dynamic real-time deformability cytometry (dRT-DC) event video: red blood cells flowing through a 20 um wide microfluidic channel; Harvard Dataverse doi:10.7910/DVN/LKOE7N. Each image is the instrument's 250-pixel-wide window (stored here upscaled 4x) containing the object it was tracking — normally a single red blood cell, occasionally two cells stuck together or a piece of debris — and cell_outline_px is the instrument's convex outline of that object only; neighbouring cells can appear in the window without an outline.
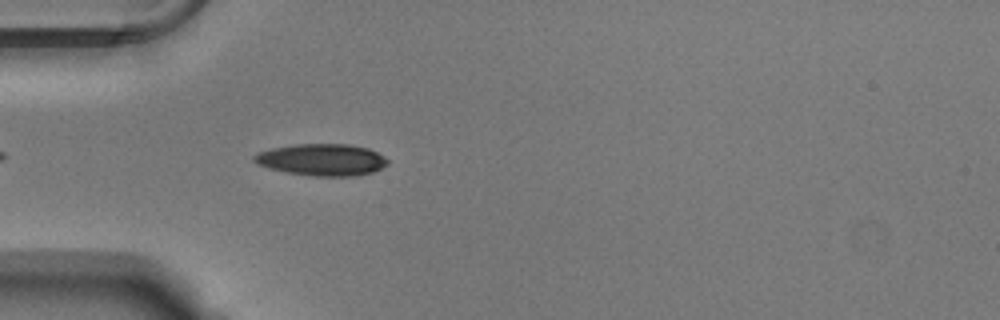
{"species": "Egyptian fruit bat (a non-hibernating species)", "species_latin": "Rousettus aegyptiacus", "temperature_condition": "warm", "stored_images_in_passage": 20, "camera_frame_rate_fps": 3000, "um_per_image_px": 0.085, "animal": {"sex": "male"}, "frame": {"image": 1, "passage_image": 4, "time_ms": 1.0, "image_size_px": [1000, 320], "cell_outline_px": [[388, 164], [372, 172], [356, 176], [312, 176], [288, 172], [268, 168], [252, 160], [252, 156], [260, 152], [272, 148], [296, 144], [348, 144], [368, 148], [384, 156], [388, 160]], "centroid_in_image_um": [27.37, 13.57], "position_along_channel_um": 57.6, "area_um2": 24.62}}
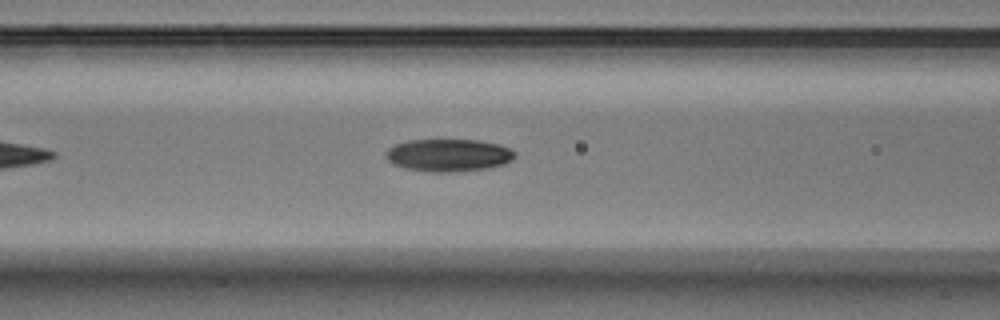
{"frame": {"image": 2, "passage_image": 10, "time_ms": 3.0, "image_size_px": [1000, 320], "cell_outline_px": [[516, 156], [512, 160], [504, 164], [464, 172], [432, 172], [404, 168], [392, 164], [384, 156], [384, 152], [388, 148], [396, 144], [408, 140], [476, 140], [500, 144], [516, 152]], "centroid_in_image_um": [38.1, 13.2], "position_along_channel_um": 128.5, "area_um2": 24.68}}
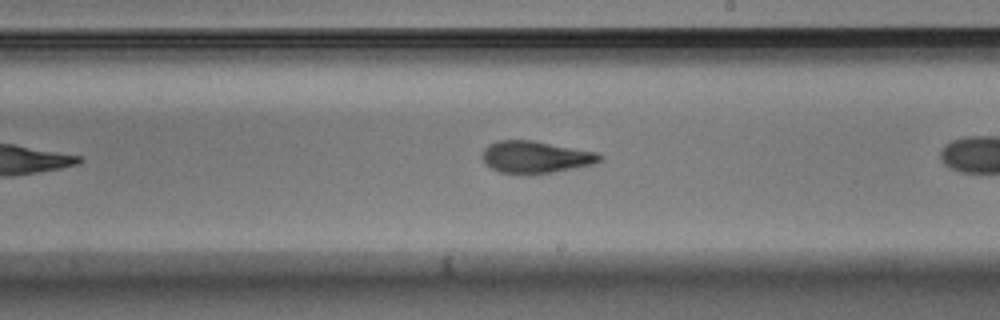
{"frame": {"image": 3, "passage_image": 16, "time_ms": 5.0, "image_size_px": [1000, 320], "cell_outline_px": [[604, 156], [600, 160], [592, 164], [552, 172], [520, 176], [500, 172], [492, 168], [480, 156], [484, 148], [488, 144], [496, 140], [532, 140], [596, 152]], "centroid_in_image_um": [45.46, 13.36], "position_along_channel_um": 243.5, "area_um2": 22.08}}